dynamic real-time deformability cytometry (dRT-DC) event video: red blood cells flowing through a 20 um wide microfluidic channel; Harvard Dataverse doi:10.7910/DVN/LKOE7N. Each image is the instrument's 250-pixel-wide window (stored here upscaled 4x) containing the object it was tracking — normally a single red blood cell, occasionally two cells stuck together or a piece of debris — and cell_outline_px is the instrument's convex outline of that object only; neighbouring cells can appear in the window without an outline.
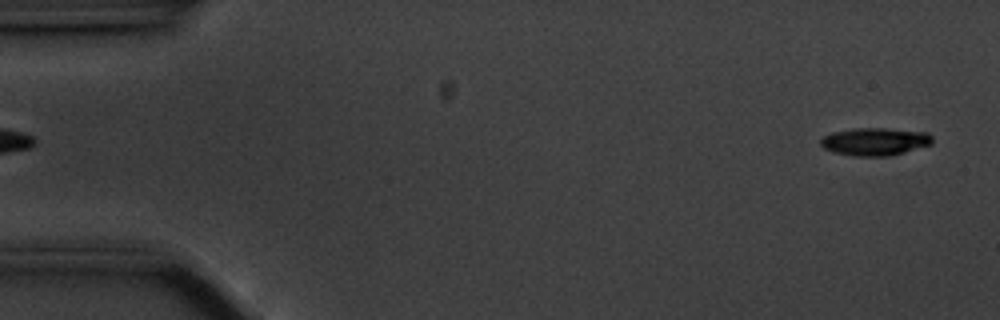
{"species": "common noctule bat (a hibernating species)", "species_latin": "Nyctalus noctula", "temperature_condition": "cold", "stored_images_in_passage": 16, "camera_frame_rate_fps": 3000, "um_per_image_px": 0.085, "animal": {"sex": "male", "body_mass_g": 20.1, "forearm_length_mm": 53.5}, "frame": {"image": 1, "passage_image": 2, "time_ms": 0.333, "image_size_px": [1000, 320], "cell_outline_px": [[932, 144], [904, 152], [888, 156], [852, 156], [832, 152], [824, 148], [820, 144], [820, 140], [824, 136], [832, 132], [852, 128], [884, 128], [928, 132], [932, 136]], "centroid_in_image_um": [74.35, 12.03], "position_along_channel_um": 10.7, "area_um2": 18.15}}
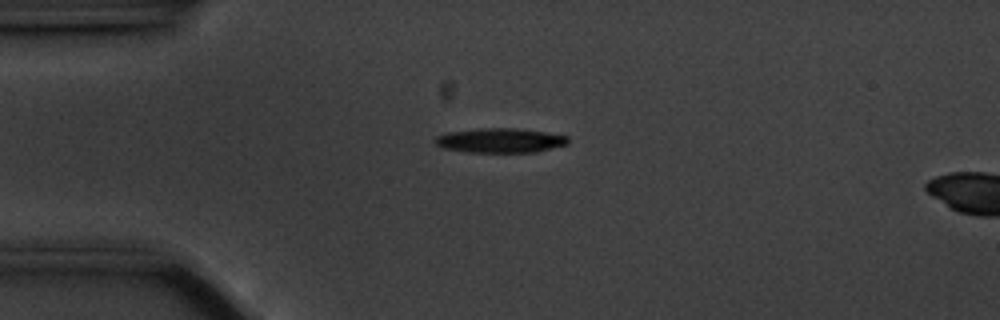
{"frame": {"image": 2, "passage_image": 13, "time_ms": 4.0, "image_size_px": [1000, 320], "cell_outline_px": [[568, 144], [536, 152], [468, 152], [444, 148], [436, 144], [432, 140], [436, 136], [448, 132], [480, 128], [516, 128], [544, 132], [568, 136]], "centroid_in_image_um": [42.49, 11.93], "position_along_channel_um": 42.5, "area_um2": 18.96}}